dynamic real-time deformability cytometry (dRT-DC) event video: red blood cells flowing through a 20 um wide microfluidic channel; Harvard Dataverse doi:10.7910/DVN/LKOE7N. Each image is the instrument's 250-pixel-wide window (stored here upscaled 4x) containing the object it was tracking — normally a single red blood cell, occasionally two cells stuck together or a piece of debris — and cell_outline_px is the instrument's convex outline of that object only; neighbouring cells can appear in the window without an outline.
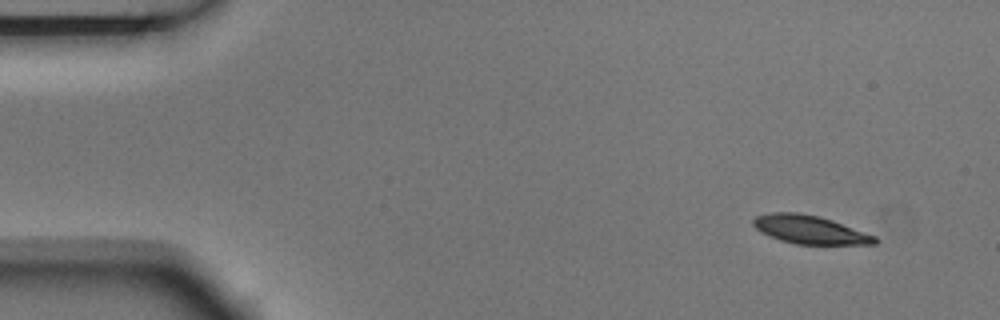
{"species": "Egyptian fruit bat (a non-hibernating species)", "species_latin": "Rousettus aegyptiacus", "temperature_condition": "room temperature", "stored_images_in_passage": 4, "camera_frame_rate_fps": 3000, "um_per_image_px": 0.085, "animal": {"sex": "male"}, "frame": {"image": 1, "passage_image": 1, "time_ms": 0.0, "image_size_px": [1000, 320], "cell_outline_px": [[876, 244], [796, 244], [780, 240], [768, 236], [760, 232], [752, 224], [752, 220], [756, 216], [772, 212], [796, 212], [820, 216], [832, 220], [876, 236]], "centroid_in_image_um": [68.79, 19.51], "position_along_channel_um": 16.2, "area_um2": 20.06}}
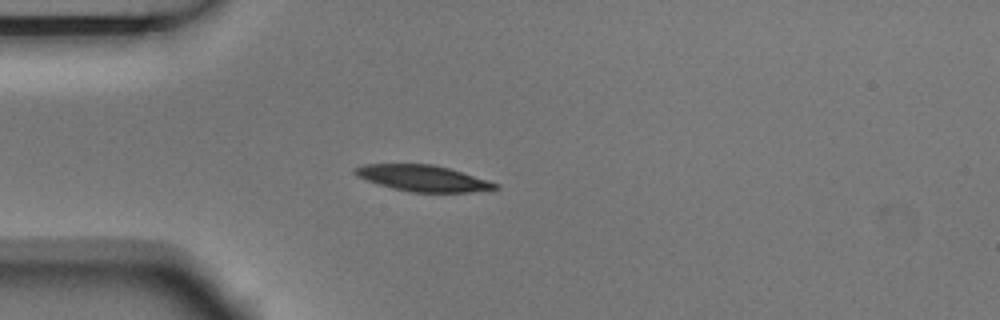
{"frame": {"image": 2, "passage_image": 4, "time_ms": 1.0, "image_size_px": [1000, 320], "cell_outline_px": [[500, 188], [492, 192], [412, 192], [392, 188], [356, 176], [352, 172], [352, 168], [360, 164], [432, 164], [448, 168], [488, 180], [500, 184]], "centroid_in_image_um": [36.0, 15.16], "position_along_channel_um": 49.0, "area_um2": 21.62}}